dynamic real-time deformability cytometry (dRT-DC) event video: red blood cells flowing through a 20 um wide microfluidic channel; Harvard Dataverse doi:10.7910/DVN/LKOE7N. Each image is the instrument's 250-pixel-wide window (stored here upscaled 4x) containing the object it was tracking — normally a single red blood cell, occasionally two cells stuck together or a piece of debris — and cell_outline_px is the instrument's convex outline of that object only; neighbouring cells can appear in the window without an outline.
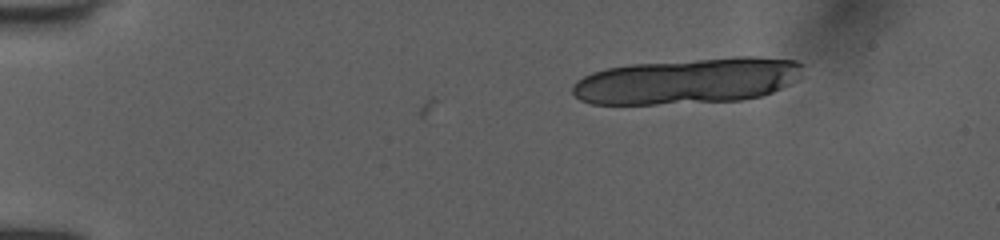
{"species": "human", "species_latin": "Homo sapiens", "temperature_condition": "room temperature", "stored_images_in_passage": 18, "camera_frame_rate_fps": 3000, "um_per_image_px": 0.085, "donor": {"sex": "female"}, "frame": {"image": 1, "passage_image": 18, "time_ms": 5.667, "image_size_px": [1000, 240], "cell_outline_px": [[804, 64], [800, 80], [772, 92], [760, 96], [744, 100], [656, 104], [592, 104], [580, 100], [572, 92], [572, 84], [576, 80], [592, 72], [608, 68], [632, 64], [732, 56], [756, 56], [796, 60]], "centroid_in_image_um": [58.5, 6.87], "position_along_channel_um": 26.5, "area_um2": 62.19}}